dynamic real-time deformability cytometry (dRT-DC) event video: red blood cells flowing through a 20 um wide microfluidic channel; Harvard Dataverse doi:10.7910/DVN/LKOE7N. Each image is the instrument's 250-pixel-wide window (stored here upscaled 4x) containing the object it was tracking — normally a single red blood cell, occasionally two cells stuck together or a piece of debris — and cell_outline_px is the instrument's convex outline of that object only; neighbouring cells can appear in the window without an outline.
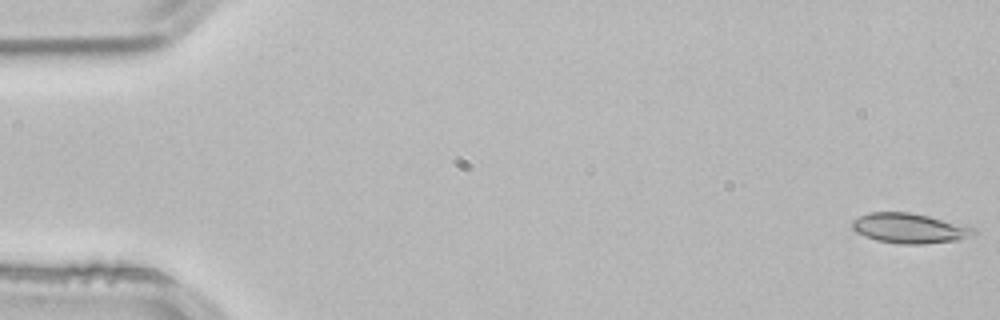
{"species": "common noctule bat (a hibernating species)", "species_latin": "Nyctalus noctula", "temperature_condition": "room temperature", "stored_images_in_passage": 53, "camera_frame_rate_fps": 3000, "um_per_image_px": 0.085, "animal": {"sex": "male", "body_mass_g": 21.5, "forearm_length_mm": 52.0}, "frame": {"image": 1, "passage_image": 1, "time_ms": 0.0, "image_size_px": [1000, 320], "cell_outline_px": [[976, 232], [956, 240], [924, 244], [900, 244], [876, 240], [864, 236], [856, 232], [852, 228], [852, 220], [868, 212], [908, 212], [928, 216], [976, 228]], "centroid_in_image_um": [77.24, 19.4], "position_along_channel_um": 7.8, "area_um2": 20.98}}
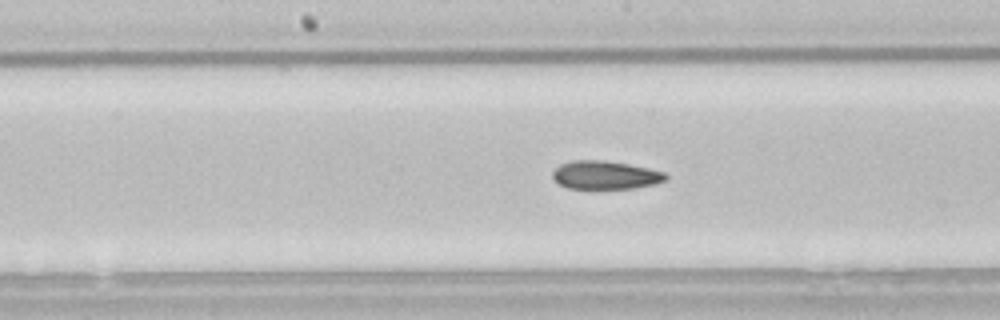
{"frame": {"image": 2, "passage_image": 27, "time_ms": 8.667, "image_size_px": [1000, 320], "cell_outline_px": [[668, 180], [656, 184], [632, 188], [596, 192], [568, 188], [552, 180], [552, 172], [560, 164], [572, 160], [604, 160], [628, 164], [648, 168], [664, 172], [668, 176]], "centroid_in_image_um": [51.42, 14.93], "position_along_channel_um": 196.8, "area_um2": 19.65}}
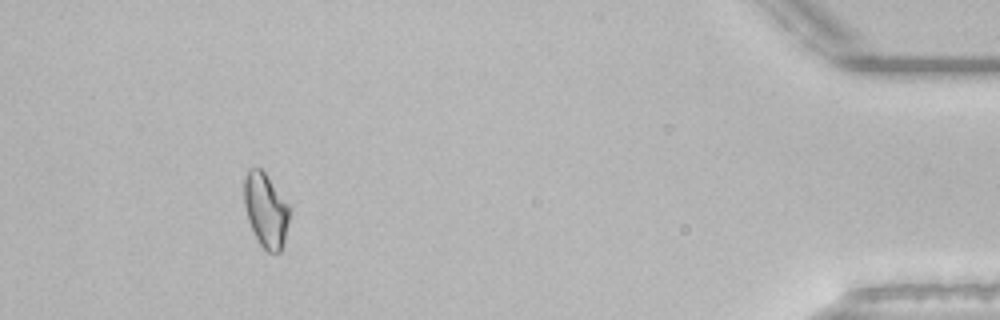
{"frame": {"image": 3, "passage_image": 49, "time_ms": 16.0, "image_size_px": [1000, 320], "cell_outline_px": [[288, 220], [284, 240], [280, 252], [268, 252], [260, 244], [248, 220], [244, 204], [244, 180], [248, 172], [252, 168], [260, 168], [264, 172], [288, 204]], "centroid_in_image_um": [22.57, 17.87], "position_along_channel_um": 412.6, "area_um2": 18.96}, "authors_computed_cell_mechanics": {"area_um2": 19.5364, "velocity_mm_per_s": 3.8243, "shape_relaxation_time_tau1_ms": null, "shape_relaxation_time_tau2_ms": 2.5228, "deformation_change_tau1": null, "deformation_change_tau2": 0.0669}}